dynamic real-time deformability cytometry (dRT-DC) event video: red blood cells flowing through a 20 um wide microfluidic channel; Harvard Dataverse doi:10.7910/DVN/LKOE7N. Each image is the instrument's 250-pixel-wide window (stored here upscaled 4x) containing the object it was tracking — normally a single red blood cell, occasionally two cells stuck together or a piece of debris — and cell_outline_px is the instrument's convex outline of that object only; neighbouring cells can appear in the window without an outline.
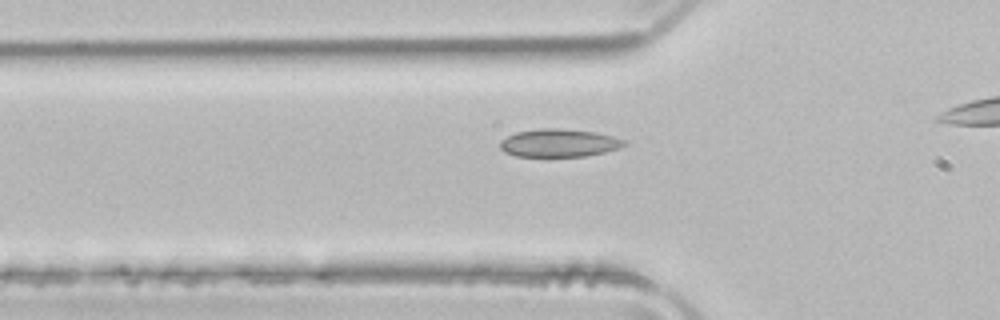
{"species": "common noctule bat (a hibernating species)", "species_latin": "Nyctalus noctula", "temperature_condition": "room temperature", "stored_images_in_passage": 37, "camera_frame_rate_fps": 3000, "um_per_image_px": 0.085, "animal": {"sex": "male", "body_mass_g": 21.5, "forearm_length_mm": 52.0}, "frame": {"image": 1, "passage_image": 12, "time_ms": 3.667, "image_size_px": [1000, 320], "cell_outline_px": [[628, 144], [620, 148], [604, 152], [584, 156], [516, 156], [504, 152], [500, 148], [500, 140], [516, 132], [540, 128], [560, 128], [596, 132], [628, 140]], "centroid_in_image_um": [47.54, 12.14], "position_along_channel_um": 78.3, "area_um2": 20.35}}
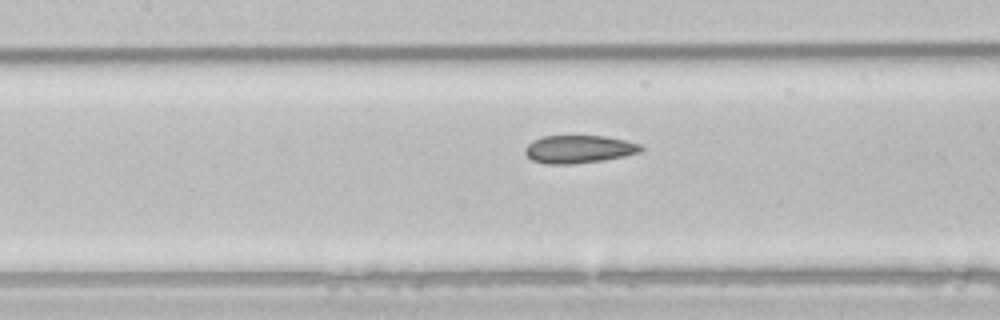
{"frame": {"image": 2, "passage_image": 18, "time_ms": 5.667, "image_size_px": [1000, 320], "cell_outline_px": [[644, 148], [640, 152], [624, 156], [576, 164], [548, 164], [532, 160], [524, 152], [524, 148], [532, 140], [544, 136], [604, 136], [624, 140], [640, 144]], "centroid_in_image_um": [49.18, 12.68], "position_along_channel_um": 158.2, "area_um2": 18.73}}
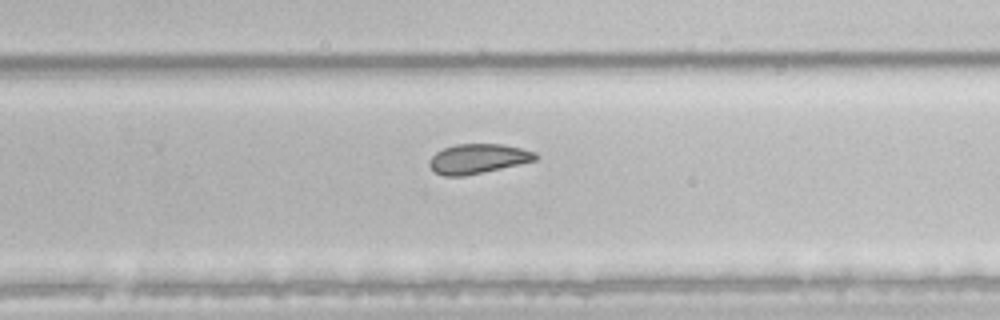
{"frame": {"image": 3, "passage_image": 28, "time_ms": 9.0, "image_size_px": [1000, 320], "cell_outline_px": [[540, 156], [536, 160], [464, 176], [444, 176], [436, 172], [428, 164], [432, 156], [436, 152], [444, 148], [456, 144], [504, 144], [536, 152]], "centroid_in_image_um": [40.64, 13.48], "position_along_channel_um": 289.2, "area_um2": 18.15}}